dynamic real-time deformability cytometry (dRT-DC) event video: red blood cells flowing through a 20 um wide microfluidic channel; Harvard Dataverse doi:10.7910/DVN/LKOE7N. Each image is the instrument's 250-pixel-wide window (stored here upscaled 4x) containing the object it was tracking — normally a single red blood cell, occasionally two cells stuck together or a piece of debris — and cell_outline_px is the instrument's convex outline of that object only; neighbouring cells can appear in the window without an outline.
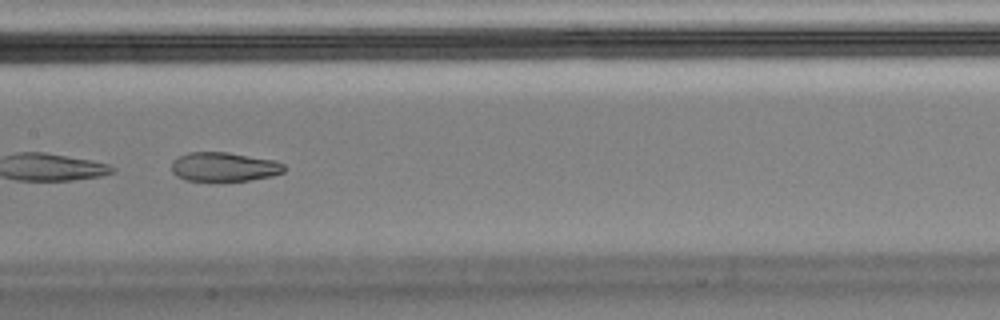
{"species": "Egyptian fruit bat (a non-hibernating species)", "species_latin": "Rousettus aegyptiacus", "temperature_condition": "cold", "stored_images_in_passage": 30, "segment_of_instrument_passage": [2, 2], "camera_frame_rate_fps": 3000, "um_per_image_px": 0.085, "animal": {"sex": "male"}, "frame": {"image": 1, "passage_image": 27, "time_ms": 8.667, "image_size_px": [1000, 320], "cell_outline_px": [[284, 172], [272, 176], [248, 180], [212, 184], [188, 180], [176, 176], [172, 172], [172, 160], [188, 152], [228, 152], [276, 160], [284, 164]], "centroid_in_image_um": [19.03, 14.22], "position_along_channel_um": 188.4, "area_um2": 19.88}}